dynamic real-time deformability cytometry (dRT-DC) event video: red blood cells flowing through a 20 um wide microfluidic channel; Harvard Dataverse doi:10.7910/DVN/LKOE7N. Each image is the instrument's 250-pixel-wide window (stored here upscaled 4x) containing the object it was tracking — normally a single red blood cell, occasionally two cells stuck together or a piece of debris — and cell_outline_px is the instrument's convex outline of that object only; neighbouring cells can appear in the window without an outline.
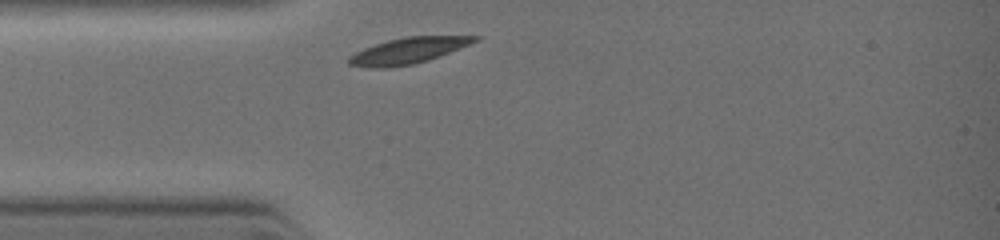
{"species": "common noctule bat (a hibernating species)", "species_latin": "Nyctalus noctula", "temperature_condition": "warm", "stored_images_in_passage": 8, "camera_frame_rate_fps": 3000, "um_per_image_px": 0.085, "animal": {"sex": "female", "body_mass_g": 19.0, "forearm_length_mm": 51.5}, "frame": {"image": 1, "passage_image": 1, "time_ms": 0.0, "image_size_px": [1000, 240], "cell_outline_px": [[480, 40], [428, 60], [412, 64], [388, 68], [376, 68], [348, 64], [348, 56], [364, 48], [388, 40], [408, 36], [480, 36]], "centroid_in_image_um": [34.68, 4.3], "position_along_channel_um": 50.3, "area_um2": 18.79}}